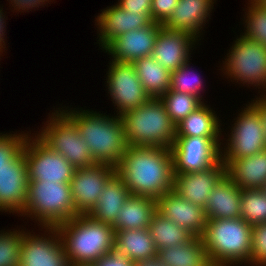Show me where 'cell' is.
I'll list each match as a JSON object with an SVG mask.
<instances>
[{
  "label": "cell",
  "mask_w": 266,
  "mask_h": 266,
  "mask_svg": "<svg viewBox=\"0 0 266 266\" xmlns=\"http://www.w3.org/2000/svg\"><path fill=\"white\" fill-rule=\"evenodd\" d=\"M131 195L155 198L173 191L174 166L170 148L130 146L116 166Z\"/></svg>",
  "instance_id": "1"
},
{
  "label": "cell",
  "mask_w": 266,
  "mask_h": 266,
  "mask_svg": "<svg viewBox=\"0 0 266 266\" xmlns=\"http://www.w3.org/2000/svg\"><path fill=\"white\" fill-rule=\"evenodd\" d=\"M61 107L60 109L76 124L95 162L116 167L128 147L120 116L117 114L109 116L82 107L80 109Z\"/></svg>",
  "instance_id": "2"
},
{
  "label": "cell",
  "mask_w": 266,
  "mask_h": 266,
  "mask_svg": "<svg viewBox=\"0 0 266 266\" xmlns=\"http://www.w3.org/2000/svg\"><path fill=\"white\" fill-rule=\"evenodd\" d=\"M64 246L68 263H94L114 250L112 225L78 214L55 227Z\"/></svg>",
  "instance_id": "3"
},
{
  "label": "cell",
  "mask_w": 266,
  "mask_h": 266,
  "mask_svg": "<svg viewBox=\"0 0 266 266\" xmlns=\"http://www.w3.org/2000/svg\"><path fill=\"white\" fill-rule=\"evenodd\" d=\"M200 238L213 266H250L252 226L242 218L207 219Z\"/></svg>",
  "instance_id": "4"
},
{
  "label": "cell",
  "mask_w": 266,
  "mask_h": 266,
  "mask_svg": "<svg viewBox=\"0 0 266 266\" xmlns=\"http://www.w3.org/2000/svg\"><path fill=\"white\" fill-rule=\"evenodd\" d=\"M125 140L130 146L171 148L176 138V125L160 98L150 97L143 105L120 116Z\"/></svg>",
  "instance_id": "5"
},
{
  "label": "cell",
  "mask_w": 266,
  "mask_h": 266,
  "mask_svg": "<svg viewBox=\"0 0 266 266\" xmlns=\"http://www.w3.org/2000/svg\"><path fill=\"white\" fill-rule=\"evenodd\" d=\"M77 215L70 184L29 181L26 207L20 216L35 220L39 228H55Z\"/></svg>",
  "instance_id": "6"
},
{
  "label": "cell",
  "mask_w": 266,
  "mask_h": 266,
  "mask_svg": "<svg viewBox=\"0 0 266 266\" xmlns=\"http://www.w3.org/2000/svg\"><path fill=\"white\" fill-rule=\"evenodd\" d=\"M228 50L221 66L223 68L219 69L223 76L230 78L231 82L258 88L259 95H265L266 47L240 34Z\"/></svg>",
  "instance_id": "7"
},
{
  "label": "cell",
  "mask_w": 266,
  "mask_h": 266,
  "mask_svg": "<svg viewBox=\"0 0 266 266\" xmlns=\"http://www.w3.org/2000/svg\"><path fill=\"white\" fill-rule=\"evenodd\" d=\"M48 116L45 126L36 135L53 151L63 155L75 169L95 165L84 137L60 107Z\"/></svg>",
  "instance_id": "8"
},
{
  "label": "cell",
  "mask_w": 266,
  "mask_h": 266,
  "mask_svg": "<svg viewBox=\"0 0 266 266\" xmlns=\"http://www.w3.org/2000/svg\"><path fill=\"white\" fill-rule=\"evenodd\" d=\"M249 103V104H248ZM231 124L221 143V158H243L266 150V138L258 109L248 102ZM226 144V145H225Z\"/></svg>",
  "instance_id": "9"
},
{
  "label": "cell",
  "mask_w": 266,
  "mask_h": 266,
  "mask_svg": "<svg viewBox=\"0 0 266 266\" xmlns=\"http://www.w3.org/2000/svg\"><path fill=\"white\" fill-rule=\"evenodd\" d=\"M23 144L28 181L61 182L70 184L75 168L67 159L53 151L35 133L29 131Z\"/></svg>",
  "instance_id": "10"
},
{
  "label": "cell",
  "mask_w": 266,
  "mask_h": 266,
  "mask_svg": "<svg viewBox=\"0 0 266 266\" xmlns=\"http://www.w3.org/2000/svg\"><path fill=\"white\" fill-rule=\"evenodd\" d=\"M106 73V90L117 115L143 105L150 96L136 74L133 63H121L110 60ZM115 104V105H114Z\"/></svg>",
  "instance_id": "11"
},
{
  "label": "cell",
  "mask_w": 266,
  "mask_h": 266,
  "mask_svg": "<svg viewBox=\"0 0 266 266\" xmlns=\"http://www.w3.org/2000/svg\"><path fill=\"white\" fill-rule=\"evenodd\" d=\"M222 139L176 137L170 148L174 174L205 170L221 159Z\"/></svg>",
  "instance_id": "12"
},
{
  "label": "cell",
  "mask_w": 266,
  "mask_h": 266,
  "mask_svg": "<svg viewBox=\"0 0 266 266\" xmlns=\"http://www.w3.org/2000/svg\"><path fill=\"white\" fill-rule=\"evenodd\" d=\"M116 167L107 163L77 168L70 182L71 198L77 214H89L96 206L108 180Z\"/></svg>",
  "instance_id": "13"
},
{
  "label": "cell",
  "mask_w": 266,
  "mask_h": 266,
  "mask_svg": "<svg viewBox=\"0 0 266 266\" xmlns=\"http://www.w3.org/2000/svg\"><path fill=\"white\" fill-rule=\"evenodd\" d=\"M26 230L23 228L20 266H68L64 246L55 228H41L42 235Z\"/></svg>",
  "instance_id": "14"
},
{
  "label": "cell",
  "mask_w": 266,
  "mask_h": 266,
  "mask_svg": "<svg viewBox=\"0 0 266 266\" xmlns=\"http://www.w3.org/2000/svg\"><path fill=\"white\" fill-rule=\"evenodd\" d=\"M199 41L190 33L171 30L162 25L151 56L165 69L173 72L191 60V52L197 48L195 44L198 45Z\"/></svg>",
  "instance_id": "15"
},
{
  "label": "cell",
  "mask_w": 266,
  "mask_h": 266,
  "mask_svg": "<svg viewBox=\"0 0 266 266\" xmlns=\"http://www.w3.org/2000/svg\"><path fill=\"white\" fill-rule=\"evenodd\" d=\"M27 163L22 153L11 165L0 168V212L20 216L28 193Z\"/></svg>",
  "instance_id": "16"
},
{
  "label": "cell",
  "mask_w": 266,
  "mask_h": 266,
  "mask_svg": "<svg viewBox=\"0 0 266 266\" xmlns=\"http://www.w3.org/2000/svg\"><path fill=\"white\" fill-rule=\"evenodd\" d=\"M225 175L226 166L220 159L205 170L174 174L173 191L183 199L204 208L211 191Z\"/></svg>",
  "instance_id": "17"
},
{
  "label": "cell",
  "mask_w": 266,
  "mask_h": 266,
  "mask_svg": "<svg viewBox=\"0 0 266 266\" xmlns=\"http://www.w3.org/2000/svg\"><path fill=\"white\" fill-rule=\"evenodd\" d=\"M162 25L151 22L148 26L129 31L114 39L104 50L111 60L133 63L137 59L149 57Z\"/></svg>",
  "instance_id": "18"
},
{
  "label": "cell",
  "mask_w": 266,
  "mask_h": 266,
  "mask_svg": "<svg viewBox=\"0 0 266 266\" xmlns=\"http://www.w3.org/2000/svg\"><path fill=\"white\" fill-rule=\"evenodd\" d=\"M95 17L97 44L104 49L117 37L148 26L152 21L145 14L126 12L119 5L107 6Z\"/></svg>",
  "instance_id": "19"
},
{
  "label": "cell",
  "mask_w": 266,
  "mask_h": 266,
  "mask_svg": "<svg viewBox=\"0 0 266 266\" xmlns=\"http://www.w3.org/2000/svg\"><path fill=\"white\" fill-rule=\"evenodd\" d=\"M157 212L194 237H201L204 232L207 222L204 208L183 199L174 191L166 192L157 199Z\"/></svg>",
  "instance_id": "20"
},
{
  "label": "cell",
  "mask_w": 266,
  "mask_h": 266,
  "mask_svg": "<svg viewBox=\"0 0 266 266\" xmlns=\"http://www.w3.org/2000/svg\"><path fill=\"white\" fill-rule=\"evenodd\" d=\"M215 3L216 0H179L163 26L171 30L190 33L201 40L200 36L205 31L203 28L211 19L210 15Z\"/></svg>",
  "instance_id": "21"
},
{
  "label": "cell",
  "mask_w": 266,
  "mask_h": 266,
  "mask_svg": "<svg viewBox=\"0 0 266 266\" xmlns=\"http://www.w3.org/2000/svg\"><path fill=\"white\" fill-rule=\"evenodd\" d=\"M226 175L241 189H262L266 184V150L243 158H221Z\"/></svg>",
  "instance_id": "22"
},
{
  "label": "cell",
  "mask_w": 266,
  "mask_h": 266,
  "mask_svg": "<svg viewBox=\"0 0 266 266\" xmlns=\"http://www.w3.org/2000/svg\"><path fill=\"white\" fill-rule=\"evenodd\" d=\"M241 193L242 189L225 175L206 201L204 210L207 219L241 218Z\"/></svg>",
  "instance_id": "23"
},
{
  "label": "cell",
  "mask_w": 266,
  "mask_h": 266,
  "mask_svg": "<svg viewBox=\"0 0 266 266\" xmlns=\"http://www.w3.org/2000/svg\"><path fill=\"white\" fill-rule=\"evenodd\" d=\"M202 103L196 110L190 113L176 125V137H202L209 139H221V120L216 112Z\"/></svg>",
  "instance_id": "24"
},
{
  "label": "cell",
  "mask_w": 266,
  "mask_h": 266,
  "mask_svg": "<svg viewBox=\"0 0 266 266\" xmlns=\"http://www.w3.org/2000/svg\"><path fill=\"white\" fill-rule=\"evenodd\" d=\"M129 196H131L129 189L124 185L122 178L115 173L106 183L96 206L88 215L94 220L113 226L119 210Z\"/></svg>",
  "instance_id": "25"
},
{
  "label": "cell",
  "mask_w": 266,
  "mask_h": 266,
  "mask_svg": "<svg viewBox=\"0 0 266 266\" xmlns=\"http://www.w3.org/2000/svg\"><path fill=\"white\" fill-rule=\"evenodd\" d=\"M157 212V200L146 196L131 195L118 212L114 231L147 229Z\"/></svg>",
  "instance_id": "26"
},
{
  "label": "cell",
  "mask_w": 266,
  "mask_h": 266,
  "mask_svg": "<svg viewBox=\"0 0 266 266\" xmlns=\"http://www.w3.org/2000/svg\"><path fill=\"white\" fill-rule=\"evenodd\" d=\"M114 249L134 263L156 257L158 254L148 228L115 231Z\"/></svg>",
  "instance_id": "27"
},
{
  "label": "cell",
  "mask_w": 266,
  "mask_h": 266,
  "mask_svg": "<svg viewBox=\"0 0 266 266\" xmlns=\"http://www.w3.org/2000/svg\"><path fill=\"white\" fill-rule=\"evenodd\" d=\"M158 258L166 266H213L200 237L185 244L158 250Z\"/></svg>",
  "instance_id": "28"
},
{
  "label": "cell",
  "mask_w": 266,
  "mask_h": 266,
  "mask_svg": "<svg viewBox=\"0 0 266 266\" xmlns=\"http://www.w3.org/2000/svg\"><path fill=\"white\" fill-rule=\"evenodd\" d=\"M133 65L150 97L160 98L169 91L171 72L161 66L152 56L137 59Z\"/></svg>",
  "instance_id": "29"
},
{
  "label": "cell",
  "mask_w": 266,
  "mask_h": 266,
  "mask_svg": "<svg viewBox=\"0 0 266 266\" xmlns=\"http://www.w3.org/2000/svg\"><path fill=\"white\" fill-rule=\"evenodd\" d=\"M148 230L157 250L185 244L194 237L183 227L165 218L159 212L153 215Z\"/></svg>",
  "instance_id": "30"
},
{
  "label": "cell",
  "mask_w": 266,
  "mask_h": 266,
  "mask_svg": "<svg viewBox=\"0 0 266 266\" xmlns=\"http://www.w3.org/2000/svg\"><path fill=\"white\" fill-rule=\"evenodd\" d=\"M172 122L177 125L203 102L195 95L167 91L160 97Z\"/></svg>",
  "instance_id": "31"
},
{
  "label": "cell",
  "mask_w": 266,
  "mask_h": 266,
  "mask_svg": "<svg viewBox=\"0 0 266 266\" xmlns=\"http://www.w3.org/2000/svg\"><path fill=\"white\" fill-rule=\"evenodd\" d=\"M241 218L251 226L266 222V193L262 189H242Z\"/></svg>",
  "instance_id": "32"
},
{
  "label": "cell",
  "mask_w": 266,
  "mask_h": 266,
  "mask_svg": "<svg viewBox=\"0 0 266 266\" xmlns=\"http://www.w3.org/2000/svg\"><path fill=\"white\" fill-rule=\"evenodd\" d=\"M186 62L178 70L171 72L170 89L172 91H178L184 94H191L197 96L202 102H204L201 91L204 89V82L192 68L191 62ZM204 89V90H203Z\"/></svg>",
  "instance_id": "33"
},
{
  "label": "cell",
  "mask_w": 266,
  "mask_h": 266,
  "mask_svg": "<svg viewBox=\"0 0 266 266\" xmlns=\"http://www.w3.org/2000/svg\"><path fill=\"white\" fill-rule=\"evenodd\" d=\"M246 9L243 23L244 32L241 34L253 41L261 43L266 47V9L258 2L246 3ZM246 28V29H245Z\"/></svg>",
  "instance_id": "34"
},
{
  "label": "cell",
  "mask_w": 266,
  "mask_h": 266,
  "mask_svg": "<svg viewBox=\"0 0 266 266\" xmlns=\"http://www.w3.org/2000/svg\"><path fill=\"white\" fill-rule=\"evenodd\" d=\"M15 229L0 231V266H20L23 229Z\"/></svg>",
  "instance_id": "35"
},
{
  "label": "cell",
  "mask_w": 266,
  "mask_h": 266,
  "mask_svg": "<svg viewBox=\"0 0 266 266\" xmlns=\"http://www.w3.org/2000/svg\"><path fill=\"white\" fill-rule=\"evenodd\" d=\"M0 133V168L11 165L22 153L28 131L22 133Z\"/></svg>",
  "instance_id": "36"
},
{
  "label": "cell",
  "mask_w": 266,
  "mask_h": 266,
  "mask_svg": "<svg viewBox=\"0 0 266 266\" xmlns=\"http://www.w3.org/2000/svg\"><path fill=\"white\" fill-rule=\"evenodd\" d=\"M251 266H266V222L252 226Z\"/></svg>",
  "instance_id": "37"
},
{
  "label": "cell",
  "mask_w": 266,
  "mask_h": 266,
  "mask_svg": "<svg viewBox=\"0 0 266 266\" xmlns=\"http://www.w3.org/2000/svg\"><path fill=\"white\" fill-rule=\"evenodd\" d=\"M179 0H152L151 21L163 25L171 16Z\"/></svg>",
  "instance_id": "38"
},
{
  "label": "cell",
  "mask_w": 266,
  "mask_h": 266,
  "mask_svg": "<svg viewBox=\"0 0 266 266\" xmlns=\"http://www.w3.org/2000/svg\"><path fill=\"white\" fill-rule=\"evenodd\" d=\"M93 264L94 266H134V262L131 259L115 249L100 257Z\"/></svg>",
  "instance_id": "39"
},
{
  "label": "cell",
  "mask_w": 266,
  "mask_h": 266,
  "mask_svg": "<svg viewBox=\"0 0 266 266\" xmlns=\"http://www.w3.org/2000/svg\"><path fill=\"white\" fill-rule=\"evenodd\" d=\"M116 3L126 12L145 14L151 20L152 0H118Z\"/></svg>",
  "instance_id": "40"
},
{
  "label": "cell",
  "mask_w": 266,
  "mask_h": 266,
  "mask_svg": "<svg viewBox=\"0 0 266 266\" xmlns=\"http://www.w3.org/2000/svg\"><path fill=\"white\" fill-rule=\"evenodd\" d=\"M9 2V5L11 6V9L13 7V13L14 11L17 13L18 11L19 12H29L32 11L31 9L34 8L35 10V7L39 8L40 6H43L44 7V4H48L49 1L51 2V0H7ZM11 1V2H10ZM48 2V3H47Z\"/></svg>",
  "instance_id": "41"
},
{
  "label": "cell",
  "mask_w": 266,
  "mask_h": 266,
  "mask_svg": "<svg viewBox=\"0 0 266 266\" xmlns=\"http://www.w3.org/2000/svg\"><path fill=\"white\" fill-rule=\"evenodd\" d=\"M253 100H251V103L258 109L260 113V117L263 123L264 127V133H265V138H266V96L265 95H260V96H255Z\"/></svg>",
  "instance_id": "42"
},
{
  "label": "cell",
  "mask_w": 266,
  "mask_h": 266,
  "mask_svg": "<svg viewBox=\"0 0 266 266\" xmlns=\"http://www.w3.org/2000/svg\"><path fill=\"white\" fill-rule=\"evenodd\" d=\"M1 7V6H0ZM5 16V13L3 12V6L0 8V53L3 54V52L6 50V43H5V33L6 32V22L5 19L7 20L8 17Z\"/></svg>",
  "instance_id": "43"
},
{
  "label": "cell",
  "mask_w": 266,
  "mask_h": 266,
  "mask_svg": "<svg viewBox=\"0 0 266 266\" xmlns=\"http://www.w3.org/2000/svg\"><path fill=\"white\" fill-rule=\"evenodd\" d=\"M134 266H166V265L161 262L158 256H156L150 259L137 261L134 263Z\"/></svg>",
  "instance_id": "44"
},
{
  "label": "cell",
  "mask_w": 266,
  "mask_h": 266,
  "mask_svg": "<svg viewBox=\"0 0 266 266\" xmlns=\"http://www.w3.org/2000/svg\"><path fill=\"white\" fill-rule=\"evenodd\" d=\"M68 266H94L93 263H69Z\"/></svg>",
  "instance_id": "45"
},
{
  "label": "cell",
  "mask_w": 266,
  "mask_h": 266,
  "mask_svg": "<svg viewBox=\"0 0 266 266\" xmlns=\"http://www.w3.org/2000/svg\"><path fill=\"white\" fill-rule=\"evenodd\" d=\"M258 3L266 9V0H259Z\"/></svg>",
  "instance_id": "46"
},
{
  "label": "cell",
  "mask_w": 266,
  "mask_h": 266,
  "mask_svg": "<svg viewBox=\"0 0 266 266\" xmlns=\"http://www.w3.org/2000/svg\"><path fill=\"white\" fill-rule=\"evenodd\" d=\"M262 190L266 193V184L264 185V187L262 188Z\"/></svg>",
  "instance_id": "47"
},
{
  "label": "cell",
  "mask_w": 266,
  "mask_h": 266,
  "mask_svg": "<svg viewBox=\"0 0 266 266\" xmlns=\"http://www.w3.org/2000/svg\"><path fill=\"white\" fill-rule=\"evenodd\" d=\"M259 0H248V2H258Z\"/></svg>",
  "instance_id": "48"
}]
</instances>
